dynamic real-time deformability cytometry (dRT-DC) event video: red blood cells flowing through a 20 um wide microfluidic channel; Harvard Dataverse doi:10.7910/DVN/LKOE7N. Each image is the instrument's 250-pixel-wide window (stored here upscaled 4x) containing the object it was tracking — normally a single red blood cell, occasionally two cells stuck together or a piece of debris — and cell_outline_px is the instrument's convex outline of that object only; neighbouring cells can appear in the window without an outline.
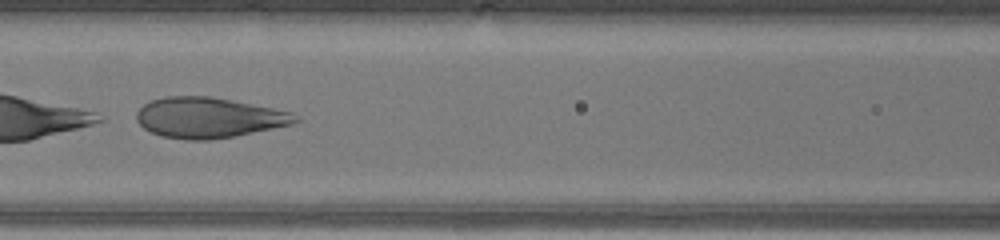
{"species": "human", "species_latin": "Homo sapiens", "temperature_condition": "warm", "stored_images_in_passage": 44, "camera_frame_rate_fps": 3000, "um_per_image_px": 0.085, "donor": {"sex": "male"}, "frame": {"image": 1, "passage_image": 19, "time_ms": 6.0, "image_size_px": [1000, 240], "cell_outline_px": [[300, 120], [296, 124], [232, 136], [208, 140], [188, 140], [160, 136], [144, 128], [136, 120], [136, 112], [144, 104], [152, 100], [168, 96], [212, 96], [292, 112], [300, 116]], "centroid_in_image_um": [17.76, 10.0], "position_along_channel_um": 148.8, "area_um2": 37.45}}
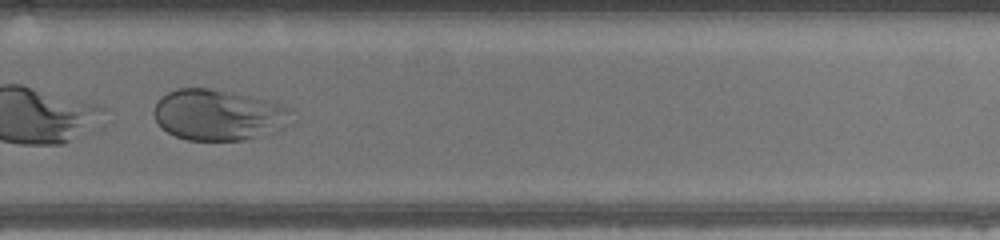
{"frame": {"image": 2, "passage_image": 30, "time_ms": 9.667, "image_size_px": [1000, 240], "cell_outline_px": [[292, 108], [288, 124], [284, 128], [272, 132], [244, 140], [188, 140], [176, 136], [160, 128], [152, 112], [160, 96], [168, 92], [180, 88], [208, 88], [268, 100]], "centroid_in_image_um": [18.54, 9.77], "position_along_channel_um": 311.3, "area_um2": 40.75}}